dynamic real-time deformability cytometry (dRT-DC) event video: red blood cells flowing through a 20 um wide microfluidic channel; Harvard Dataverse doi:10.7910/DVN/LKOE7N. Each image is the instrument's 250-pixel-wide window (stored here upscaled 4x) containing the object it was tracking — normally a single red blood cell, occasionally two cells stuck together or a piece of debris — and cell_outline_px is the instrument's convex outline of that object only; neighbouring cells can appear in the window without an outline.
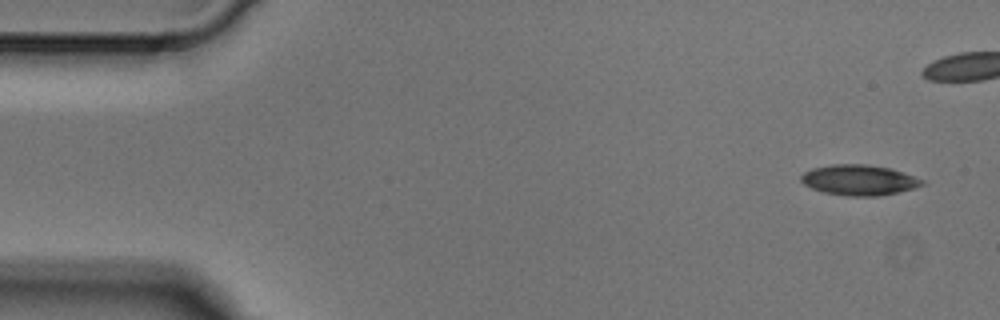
{"species": "Egyptian fruit bat (a non-hibernating species)", "species_latin": "Rousettus aegyptiacus", "temperature_condition": "cold", "stored_images_in_passage": 5, "camera_frame_rate_fps": 3000, "um_per_image_px": 0.085, "animal": {"sex": "male"}, "frame": {"image": 1, "passage_image": 1, "time_ms": 0.0, "image_size_px": [1000, 320], "cell_outline_px": [[924, 184], [912, 188], [896, 192], [876, 196], [848, 196], [824, 192], [812, 188], [804, 184], [800, 180], [800, 176], [804, 172], [812, 168], [832, 164], [864, 164], [892, 168], [924, 180]], "centroid_in_image_um": [72.99, 15.29], "position_along_channel_um": 12.0, "area_um2": 21.33}}